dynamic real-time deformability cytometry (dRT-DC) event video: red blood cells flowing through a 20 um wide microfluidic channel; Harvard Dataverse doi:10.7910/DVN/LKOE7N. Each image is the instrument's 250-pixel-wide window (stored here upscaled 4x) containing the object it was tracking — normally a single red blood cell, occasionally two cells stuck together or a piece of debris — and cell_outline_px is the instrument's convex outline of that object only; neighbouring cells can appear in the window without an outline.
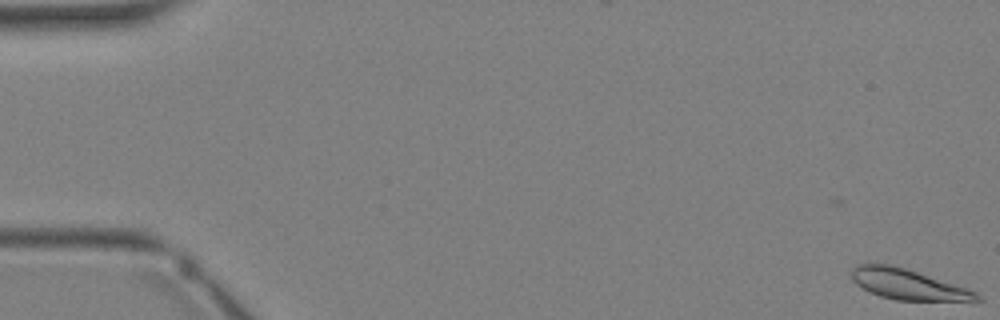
{"species": "Egyptian fruit bat (a non-hibernating species)", "species_latin": "Rousettus aegyptiacus", "temperature_condition": "warm", "stored_images_in_passage": 18, "camera_frame_rate_fps": 3000, "um_per_image_px": 0.085, "animal": {"sex": "female"}, "frame": {"image": 1, "passage_image": 1, "time_ms": 0.0, "image_size_px": [1000, 320], "cell_outline_px": [[984, 300], [980, 304], [976, 304], [896, 300], [880, 296], [856, 284], [852, 280], [852, 268], [856, 264], [892, 264], [976, 292]], "centroid_in_image_um": [77.33, 24.25], "position_along_channel_um": 7.7, "area_um2": 22.77}}
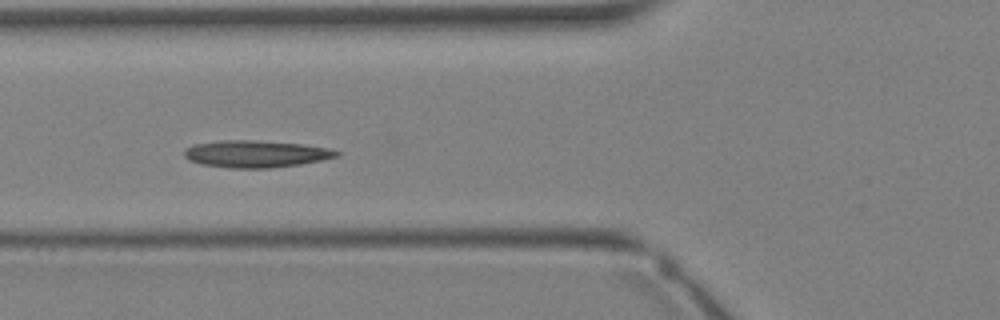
{"frame": {"image": 2, "passage_image": 14, "time_ms": 4.333, "image_size_px": [1000, 320], "cell_outline_px": [[340, 156], [300, 164], [268, 168], [232, 168], [200, 164], [188, 160], [184, 156], [184, 148], [192, 144], [224, 140], [256, 140], [304, 144], [328, 148], [340, 152]], "centroid_in_image_um": [21.71, 13.07], "position_along_channel_um": 104.1, "area_um2": 24.1}}
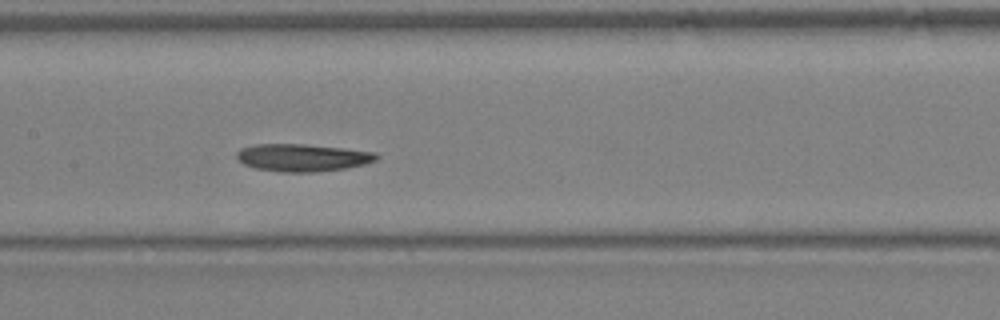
{"frame": {"image": 3, "passage_image": 18, "time_ms": 5.667, "image_size_px": [1000, 320], "cell_outline_px": [[380, 156], [376, 160], [364, 164], [344, 168], [316, 172], [280, 172], [256, 168], [244, 164], [236, 156], [236, 152], [240, 148], [256, 144], [304, 144], [376, 152]], "centroid_in_image_um": [25.7, 13.39], "position_along_channel_um": 181.7, "area_um2": 22.25}}